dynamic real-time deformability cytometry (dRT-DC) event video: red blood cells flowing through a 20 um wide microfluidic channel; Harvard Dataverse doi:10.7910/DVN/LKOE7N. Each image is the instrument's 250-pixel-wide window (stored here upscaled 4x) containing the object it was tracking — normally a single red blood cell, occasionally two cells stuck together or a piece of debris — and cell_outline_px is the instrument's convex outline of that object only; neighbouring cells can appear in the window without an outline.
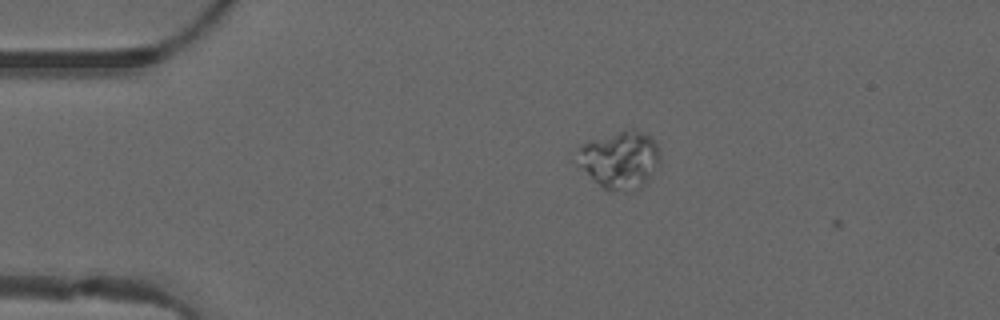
{"species": "common noctule bat (a hibernating species)", "species_latin": "Nyctalus noctula", "temperature_condition": "warm", "stored_images_in_passage": 7, "camera_frame_rate_fps": 3000, "um_per_image_px": 0.085, "animal": {"sex": "male", "forearm_length_mm": 52.5}, "frame": {"image": 1, "passage_image": 6, "time_ms": 1.667, "image_size_px": [1000, 320], "cell_outline_px": [[660, 164], [644, 188], [632, 192], [624, 192], [604, 188], [580, 164], [580, 144], [588, 140], [620, 132], [644, 132], [656, 144], [660, 152]], "centroid_in_image_um": [52.79, 13.63], "position_along_channel_um": 32.2, "area_um2": 27.11}}